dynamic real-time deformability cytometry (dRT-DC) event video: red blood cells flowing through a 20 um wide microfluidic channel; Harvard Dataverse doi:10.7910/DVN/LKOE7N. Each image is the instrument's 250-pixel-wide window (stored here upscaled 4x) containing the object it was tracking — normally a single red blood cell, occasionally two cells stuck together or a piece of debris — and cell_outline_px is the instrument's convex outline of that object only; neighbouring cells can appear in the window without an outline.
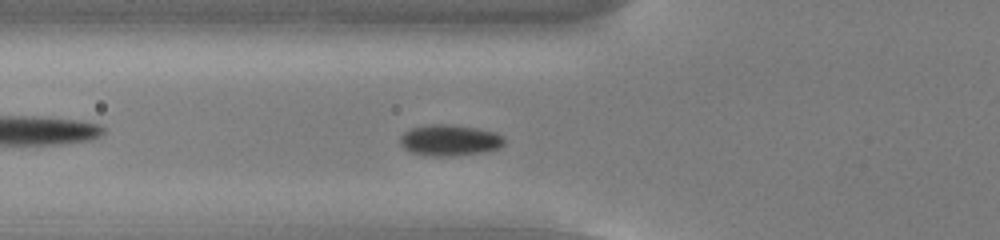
{"species": "common noctule bat (a hibernating species)", "species_latin": "Nyctalus noctula", "temperature_condition": "cold", "stored_images_in_passage": 46, "camera_frame_rate_fps": 3000, "um_per_image_px": 0.085, "animal": {"sex": "male", "body_mass_g": 13.0, "forearm_length_mm": 53.1}, "frame": {"image": 1, "passage_image": 11, "time_ms": 3.333, "image_size_px": [1000, 240], "cell_outline_px": [[504, 144], [500, 148], [484, 152], [456, 156], [424, 156], [408, 152], [400, 144], [400, 136], [404, 132], [412, 128], [432, 124], [448, 124], [476, 128], [496, 132], [504, 136]], "centroid_in_image_um": [38.22, 11.94], "position_along_channel_um": 87.6, "area_um2": 19.19}}
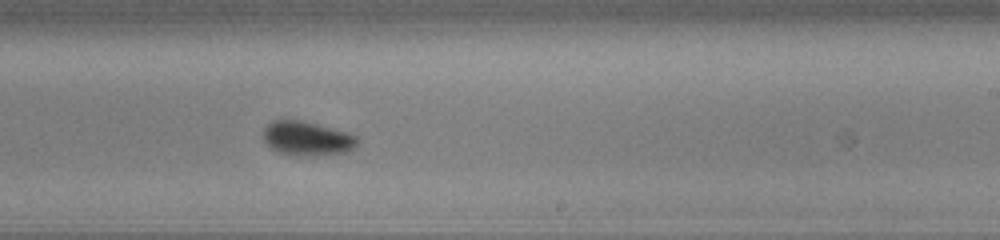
{"frame": {"image": 2, "passage_image": 25, "time_ms": 8.0, "image_size_px": [1000, 240], "cell_outline_px": [[360, 140], [356, 148], [348, 152], [304, 156], [288, 156], [276, 152], [264, 140], [264, 128], [272, 120], [304, 120], [348, 132], [356, 136]], "centroid_in_image_um": [26.13, 11.78], "position_along_channel_um": 262.9, "area_um2": 19.13}}
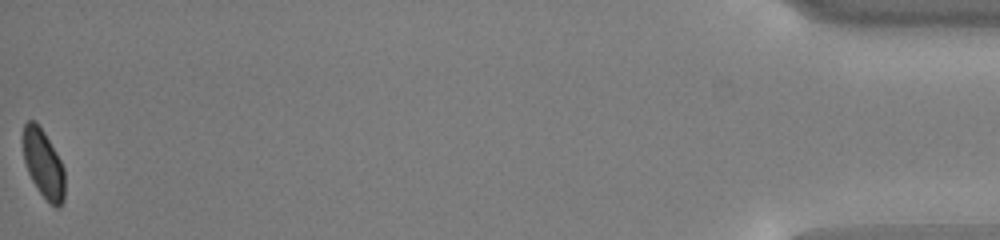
{"frame": {"image": 3, "passage_image": 46, "time_ms": 15.0, "image_size_px": [1000, 240], "cell_outline_px": [[64, 200], [60, 208], [56, 208], [40, 192], [32, 180], [28, 172], [24, 160], [20, 136], [24, 124], [28, 120], [36, 120], [44, 132], [60, 160], [64, 168]], "centroid_in_image_um": [3.65, 13.87], "position_along_channel_um": 431.6, "area_um2": 16.82}, "authors_computed_cell_mechanics": {"area_um2": 18.1492, "velocity_mm_per_s": 3.7584, "shape_relaxation_time_tau1_ms": 1.8369, "shape_relaxation_time_tau2_ms": null, "deformation_change_tau1": 0.0709, "deformation_change_tau2": null}}